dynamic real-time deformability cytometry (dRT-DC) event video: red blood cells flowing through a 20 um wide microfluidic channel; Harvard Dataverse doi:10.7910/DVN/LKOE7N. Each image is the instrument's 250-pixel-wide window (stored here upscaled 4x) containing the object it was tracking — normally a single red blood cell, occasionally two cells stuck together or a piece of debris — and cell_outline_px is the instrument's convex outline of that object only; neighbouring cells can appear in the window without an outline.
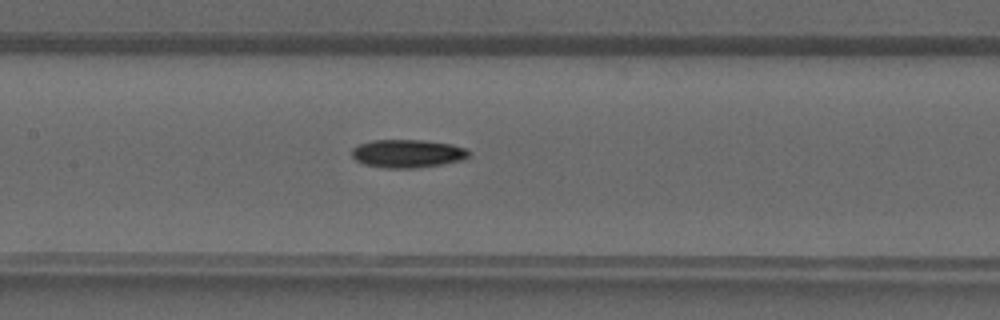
{"species": "common noctule bat (a hibernating species)", "species_latin": "Nyctalus noctula", "temperature_condition": "warm", "stored_images_in_passage": 32, "camera_frame_rate_fps": 3000, "um_per_image_px": 0.085, "animal": {"sex": "male", "forearm_length_mm": 52.5}, "frame": {"image": 1, "passage_image": 11, "time_ms": 3.333, "image_size_px": [1000, 320], "cell_outline_px": [[472, 152], [464, 160], [416, 168], [384, 168], [364, 164], [356, 160], [352, 156], [352, 148], [360, 144], [372, 140], [424, 140], [452, 144], [464, 148]], "centroid_in_image_um": [34.65, 13.05], "position_along_channel_um": 172.7, "area_um2": 19.25}}
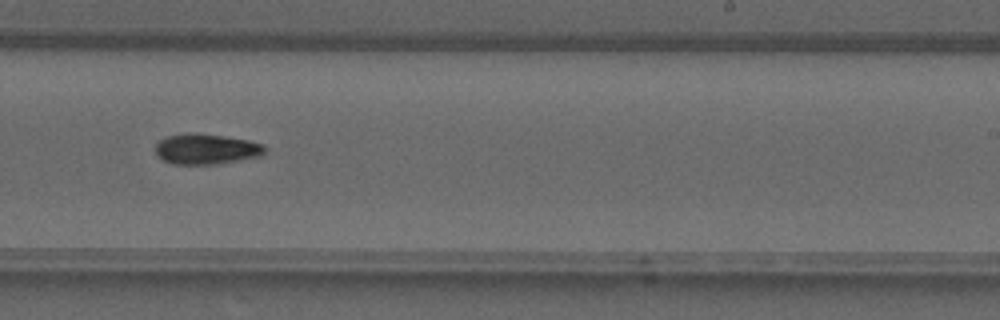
{"frame": {"image": 2, "passage_image": 17, "time_ms": 5.333, "image_size_px": [1000, 320], "cell_outline_px": [[264, 152], [260, 156], [216, 164], [172, 164], [164, 160], [156, 152], [156, 144], [164, 136], [184, 132], [192, 132], [224, 136], [248, 140], [260, 144], [264, 148]], "centroid_in_image_um": [17.47, 12.65], "position_along_channel_um": 271.5, "area_um2": 19.31}}
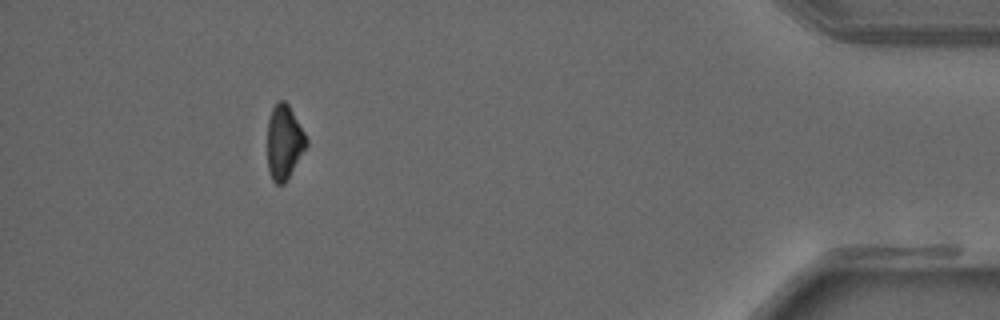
{"frame": {"image": 3, "passage_image": 29, "time_ms": 9.333, "image_size_px": [1000, 320], "cell_outline_px": [[308, 144], [284, 184], [276, 184], [272, 180], [268, 172], [268, 120], [272, 108], [280, 100], [284, 100], [288, 104], [304, 132], [308, 140]], "centroid_in_image_um": [24.15, 12.09], "position_along_channel_um": 411.1, "area_um2": 16.7}}